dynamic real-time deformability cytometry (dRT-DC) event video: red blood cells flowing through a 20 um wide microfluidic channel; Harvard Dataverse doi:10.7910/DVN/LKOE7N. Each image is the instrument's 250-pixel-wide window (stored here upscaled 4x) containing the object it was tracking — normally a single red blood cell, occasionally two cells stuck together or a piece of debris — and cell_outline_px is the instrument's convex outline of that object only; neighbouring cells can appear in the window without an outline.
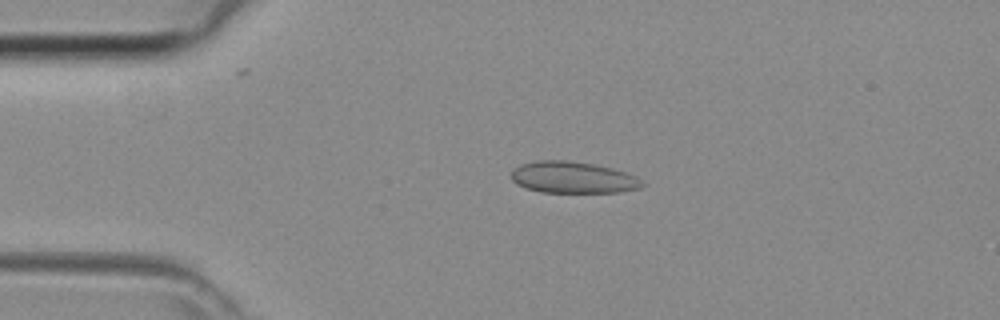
{"species": "common noctule bat (a hibernating species)", "species_latin": "Nyctalus noctula", "temperature_condition": "room temperature", "stored_images_in_passage": 43, "camera_frame_rate_fps": 3000, "um_per_image_px": 0.085, "animal": {"sex": "female", "body_mass_g": 29.2, "forearm_length_mm": 56.3}, "frame": {"image": 1, "passage_image": 9, "time_ms": 2.667, "image_size_px": [1000, 320], "cell_outline_px": [[644, 184], [640, 188], [620, 192], [540, 192], [516, 184], [512, 180], [512, 168], [520, 164], [536, 160], [568, 160], [592, 164], [612, 168], [636, 176]], "centroid_in_image_um": [48.66, 15.07], "position_along_channel_um": 36.3, "area_um2": 24.04}}
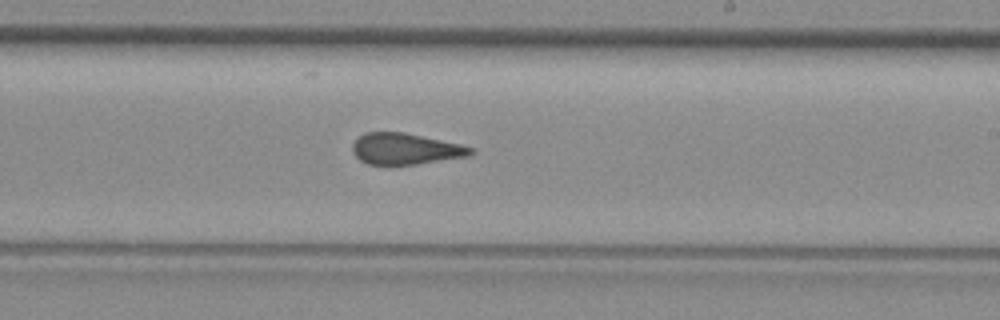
{"frame": {"image": 2, "passage_image": 25, "time_ms": 8.0, "image_size_px": [1000, 320], "cell_outline_px": [[472, 152], [468, 156], [416, 164], [388, 168], [368, 164], [360, 160], [352, 152], [352, 144], [364, 132], [404, 132], [460, 144], [472, 148]], "centroid_in_image_um": [34.38, 12.69], "position_along_channel_um": 254.6, "area_um2": 21.91}}
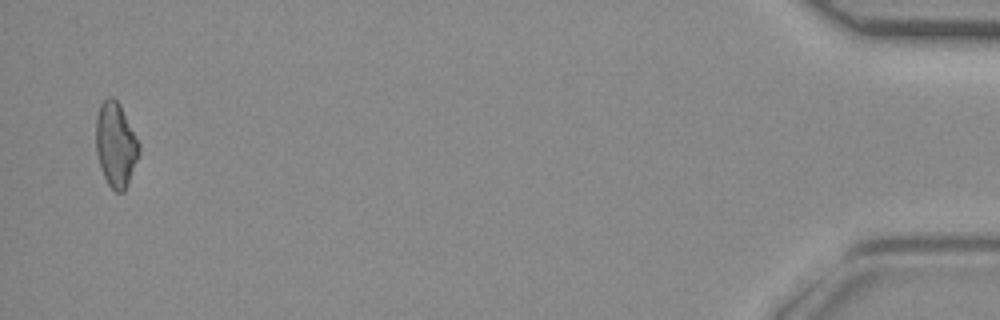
{"frame": {"image": 3, "passage_image": 42, "time_ms": 13.667, "image_size_px": [1000, 320], "cell_outline_px": [[140, 152], [124, 192], [116, 192], [108, 184], [100, 168], [96, 152], [96, 116], [100, 104], [108, 96], [112, 96], [120, 104], [140, 144]], "centroid_in_image_um": [9.83, 12.28], "position_along_channel_um": 425.4, "area_um2": 21.21}}